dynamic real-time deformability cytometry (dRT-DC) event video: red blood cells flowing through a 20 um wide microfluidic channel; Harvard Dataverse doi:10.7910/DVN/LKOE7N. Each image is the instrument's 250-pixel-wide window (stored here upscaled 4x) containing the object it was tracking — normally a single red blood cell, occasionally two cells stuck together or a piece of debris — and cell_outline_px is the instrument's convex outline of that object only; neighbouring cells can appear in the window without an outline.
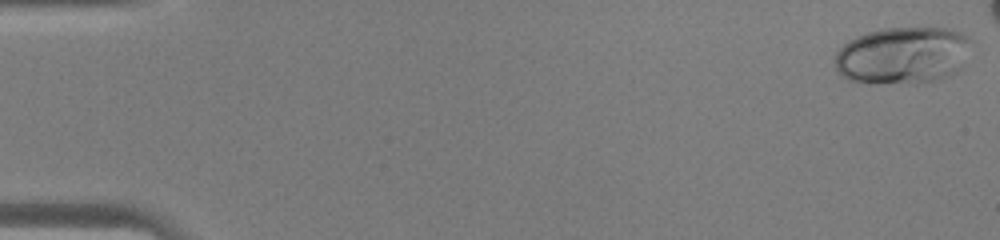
{"species": "human", "species_latin": "Homo sapiens", "temperature_condition": "warm", "stored_images_in_passage": 41, "camera_frame_rate_fps": 3000, "um_per_image_px": 0.085, "donor": {"sex": "male"}, "frame": {"image": 1, "passage_image": 1, "time_ms": 0.0, "image_size_px": [1000, 240], "cell_outline_px": [[972, 40], [960, 68], [956, 72], [940, 80], [916, 84], [912, 84], [848, 80], [836, 72], [836, 52], [848, 40], [856, 36], [868, 32], [884, 28], [948, 28], [960, 32], [968, 36]], "centroid_in_image_um": [76.74, 4.7], "position_along_channel_um": 8.3, "area_um2": 45.43}}
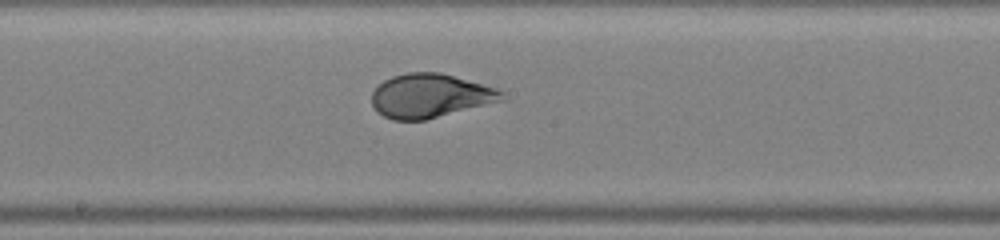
{"frame": {"image": 2, "passage_image": 25, "time_ms": 8.0, "image_size_px": [1000, 240], "cell_outline_px": [[508, 100], [424, 120], [392, 120], [376, 112], [372, 104], [372, 92], [384, 80], [392, 76], [408, 72], [440, 72], [496, 88], [504, 92]], "centroid_in_image_um": [36.59, 8.15], "position_along_channel_um": 211.6, "area_um2": 33.52}}
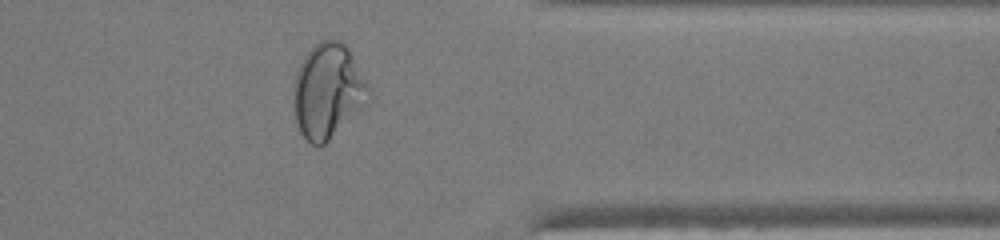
{"frame": {"image": 3, "passage_image": 37, "time_ms": 12.0, "image_size_px": [1000, 240], "cell_outline_px": [[372, 100], [368, 104], [324, 144], [312, 144], [300, 132], [296, 120], [296, 72], [304, 56], [312, 44], [320, 40], [340, 40], [348, 48], [368, 84], [372, 92]], "centroid_in_image_um": [27.94, 7.71], "position_along_channel_um": 383.5, "area_um2": 41.04}}